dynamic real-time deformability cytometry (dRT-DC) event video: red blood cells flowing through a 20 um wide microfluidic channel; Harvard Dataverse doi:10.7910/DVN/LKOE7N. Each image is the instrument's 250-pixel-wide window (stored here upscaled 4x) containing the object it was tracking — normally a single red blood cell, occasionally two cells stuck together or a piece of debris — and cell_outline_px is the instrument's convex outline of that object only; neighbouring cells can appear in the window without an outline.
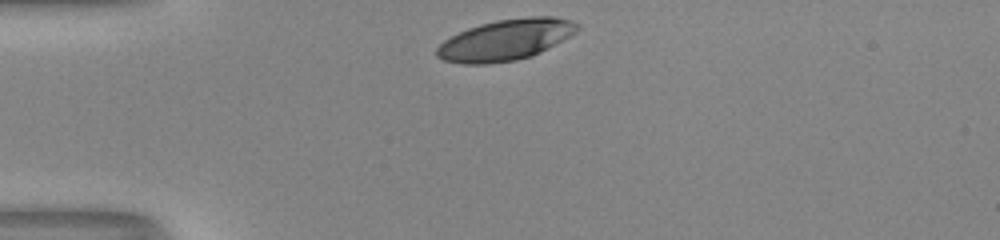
{"species": "human", "species_latin": "Homo sapiens", "temperature_condition": "room temperature", "stored_images_in_passage": 30, "camera_frame_rate_fps": 3000, "um_per_image_px": 0.085, "donor": {"sex": "male"}, "frame": {"image": 1, "passage_image": 1, "time_ms": 0.0, "image_size_px": [1000, 240], "cell_outline_px": [[580, 28], [576, 32], [540, 52], [532, 56], [516, 60], [488, 64], [460, 64], [444, 60], [436, 56], [436, 48], [444, 40], [468, 28], [480, 24], [496, 20], [528, 16], [556, 16], [580, 24]], "centroid_in_image_um": [42.97, 3.38], "position_along_channel_um": 42.0, "area_um2": 33.52}}
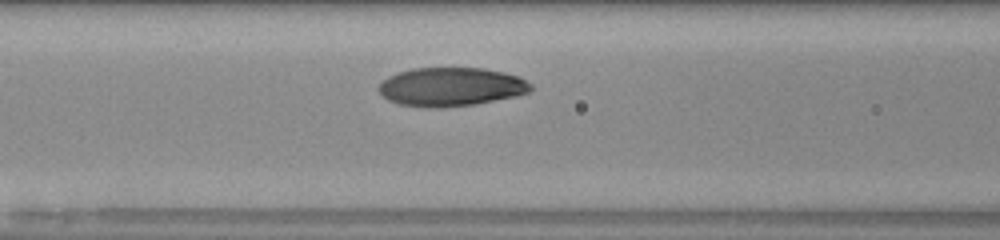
{"frame": {"image": 2, "passage_image": 10, "time_ms": 3.0, "image_size_px": [1000, 240], "cell_outline_px": [[532, 92], [516, 96], [476, 104], [440, 108], [424, 108], [400, 104], [388, 100], [380, 92], [380, 84], [388, 76], [412, 68], [484, 68], [504, 72], [520, 76], [532, 84]], "centroid_in_image_um": [38.39, 7.38], "position_along_channel_um": 128.2, "area_um2": 34.51}}
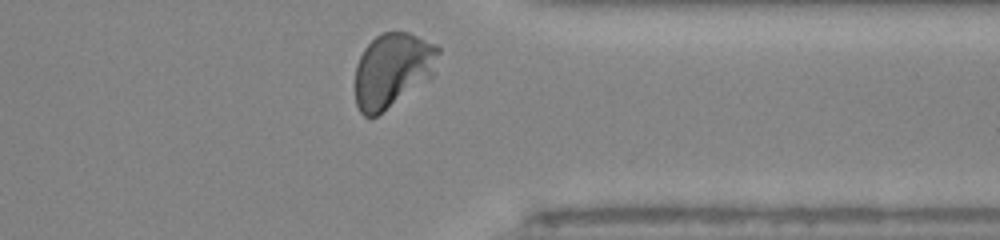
{"frame": {"image": 3, "passage_image": 29, "time_ms": 9.333, "image_size_px": [1000, 240], "cell_outline_px": [[440, 52], [432, 76], [428, 80], [376, 116], [364, 116], [360, 112], [356, 104], [356, 64], [364, 48], [376, 36], [384, 32], [408, 32], [436, 44], [440, 48]], "centroid_in_image_um": [33.37, 5.94], "position_along_channel_um": 378.0, "area_um2": 35.84}, "authors_computed_cell_mechanics": {"area_um2": 34.4488, "velocity_mm_per_s": 4.0102, "shape_relaxation_time_tau1_ms": 3.6967, "shape_relaxation_time_tau2_ms": null, "deformation_change_tau1": 0.1727, "deformation_change_tau2": null}}